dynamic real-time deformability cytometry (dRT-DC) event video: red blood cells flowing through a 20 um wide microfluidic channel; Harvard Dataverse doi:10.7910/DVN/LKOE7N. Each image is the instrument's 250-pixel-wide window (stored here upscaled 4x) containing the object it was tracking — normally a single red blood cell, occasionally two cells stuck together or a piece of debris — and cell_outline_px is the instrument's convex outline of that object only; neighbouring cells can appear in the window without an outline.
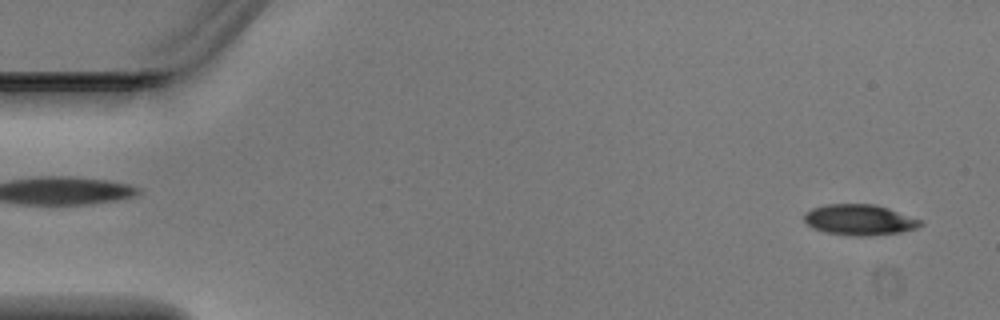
{"species": "Egyptian fruit bat (a non-hibernating species)", "species_latin": "Rousettus aegyptiacus", "temperature_condition": "warm", "stored_images_in_passage": 5, "segment_of_instrument_passage": [2, 2], "camera_frame_rate_fps": 3000, "um_per_image_px": 0.085, "animal": {"sex": "male"}, "frame": {"image": 1, "passage_image": 5, "time_ms": 1.333, "image_size_px": [1000, 320], "cell_outline_px": [[924, 224], [916, 228], [900, 232], [864, 236], [852, 236], [824, 232], [812, 228], [804, 220], [804, 212], [812, 208], [828, 204], [876, 204], [924, 220]], "centroid_in_image_um": [73.07, 18.68], "position_along_channel_um": 11.9, "area_um2": 20.98}}